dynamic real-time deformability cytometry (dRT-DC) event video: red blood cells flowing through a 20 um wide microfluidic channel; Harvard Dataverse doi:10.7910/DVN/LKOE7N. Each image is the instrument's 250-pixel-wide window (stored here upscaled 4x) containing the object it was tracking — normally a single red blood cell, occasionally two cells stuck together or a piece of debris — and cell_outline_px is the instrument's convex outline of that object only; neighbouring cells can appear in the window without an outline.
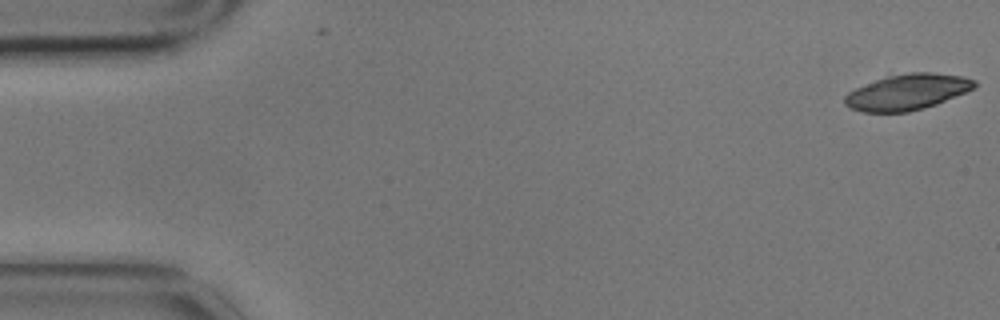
{"species": "common noctule bat (a hibernating species)", "species_latin": "Nyctalus noctula", "temperature_condition": "cold", "stored_images_in_passage": 6, "segment_of_instrument_passage": [1, 2], "camera_frame_rate_fps": 3000, "um_per_image_px": 0.085, "animal": {"sex": "male", "body_mass_g": 17.9}, "frame": {"image": 1, "passage_image": 1, "time_ms": 0.0, "image_size_px": [1000, 320], "cell_outline_px": [[976, 84], [972, 88], [964, 92], [936, 104], [924, 108], [908, 112], [864, 112], [852, 108], [844, 104], [844, 96], [848, 92], [856, 88], [876, 80], [888, 76], [908, 72], [932, 72], [964, 76], [976, 80]], "centroid_in_image_um": [77.11, 7.81], "position_along_channel_um": 7.9, "area_um2": 26.82}}